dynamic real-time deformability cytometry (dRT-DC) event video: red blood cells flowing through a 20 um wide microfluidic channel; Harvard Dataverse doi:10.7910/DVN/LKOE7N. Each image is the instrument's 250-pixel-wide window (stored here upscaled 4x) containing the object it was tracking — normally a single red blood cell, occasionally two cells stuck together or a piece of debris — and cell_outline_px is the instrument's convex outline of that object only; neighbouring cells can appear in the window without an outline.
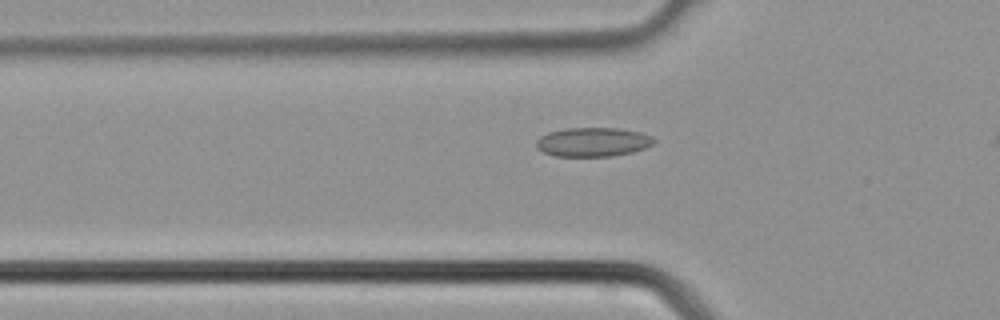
{"species": "common noctule bat (a hibernating species)", "species_latin": "Nyctalus noctula", "temperature_condition": "cold", "stored_images_in_passage": 26, "camera_frame_rate_fps": 3000, "um_per_image_px": 0.085, "animal": {"sex": "male", "body_mass_g": 21.5, "forearm_length_mm": 52.0}, "frame": {"image": 1, "passage_image": 7, "time_ms": 2.0, "image_size_px": [1000, 320], "cell_outline_px": [[656, 140], [652, 144], [644, 148], [632, 152], [612, 156], [556, 156], [544, 152], [536, 148], [536, 140], [540, 136], [548, 132], [564, 128], [616, 128], [640, 132], [652, 136]], "centroid_in_image_um": [50.37, 12.06], "position_along_channel_um": 75.4, "area_um2": 19.94}}
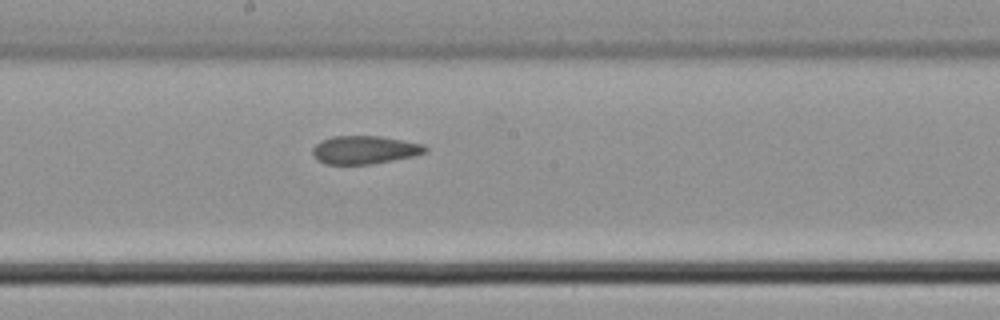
{"frame": {"image": 2, "passage_image": 15, "time_ms": 4.667, "image_size_px": [1000, 320], "cell_outline_px": [[428, 148], [424, 152], [416, 156], [372, 164], [324, 164], [316, 160], [312, 156], [312, 148], [320, 140], [332, 136], [380, 136], [404, 140], [424, 144]], "centroid_in_image_um": [30.97, 12.74], "position_along_channel_um": 217.2, "area_um2": 18.79}}
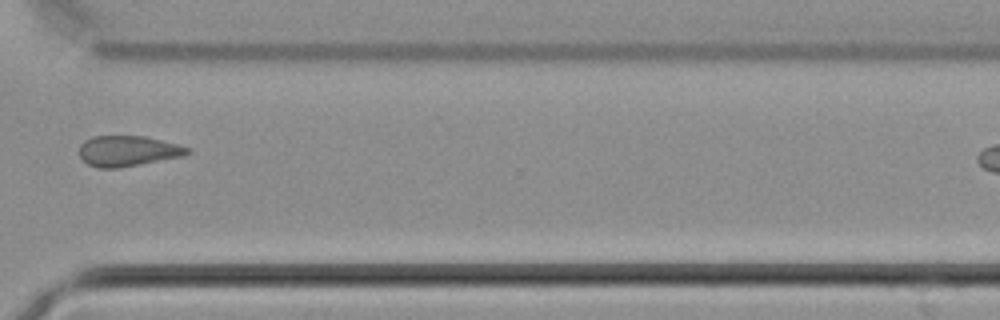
{"frame": {"image": 3, "passage_image": 23, "time_ms": 7.333, "image_size_px": [1000, 320], "cell_outline_px": [[192, 152], [184, 156], [140, 164], [116, 168], [100, 168], [88, 164], [80, 156], [80, 144], [84, 140], [92, 136], [144, 136], [192, 148]], "centroid_in_image_um": [10.88, 12.83], "position_along_channel_um": 359.7, "area_um2": 19.19}}